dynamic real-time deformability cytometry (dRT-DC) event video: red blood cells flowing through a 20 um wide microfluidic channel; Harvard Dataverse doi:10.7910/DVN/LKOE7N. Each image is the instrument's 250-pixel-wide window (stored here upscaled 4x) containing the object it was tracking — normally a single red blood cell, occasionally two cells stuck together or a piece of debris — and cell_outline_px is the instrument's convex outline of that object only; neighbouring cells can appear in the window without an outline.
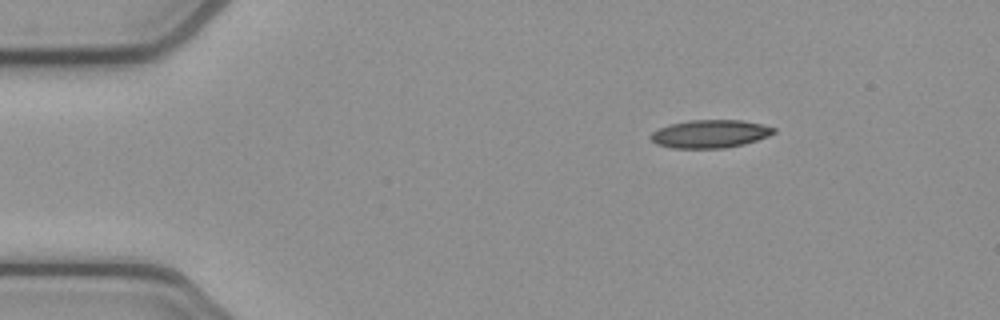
{"species": "common noctule bat (a hibernating species)", "species_latin": "Nyctalus noctula", "temperature_condition": "cold", "stored_images_in_passage": 46, "camera_frame_rate_fps": 3000, "um_per_image_px": 0.085, "animal": {"sex": "female", "body_mass_g": 21.9}, "frame": {"image": 1, "passage_image": 1, "time_ms": 0.0, "image_size_px": [1000, 320], "cell_outline_px": [[776, 132], [768, 136], [744, 144], [724, 148], [672, 148], [656, 144], [648, 136], [652, 132], [668, 124], [688, 120], [740, 120], [760, 124], [776, 128]], "centroid_in_image_um": [60.32, 11.38], "position_along_channel_um": 24.7, "area_um2": 20.11}}
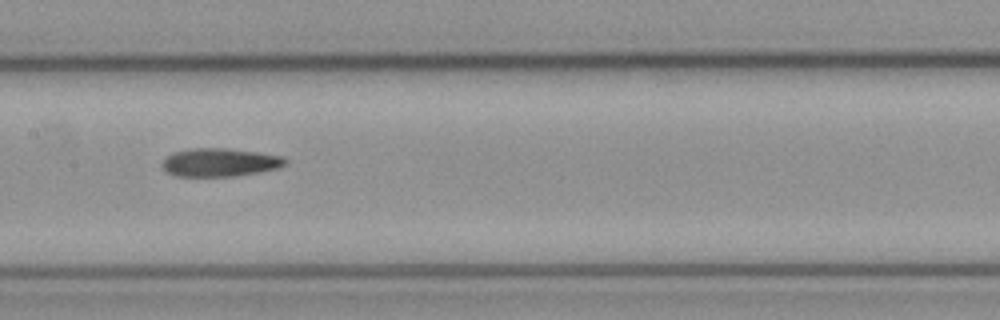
{"frame": {"image": 2, "passage_image": 19, "time_ms": 6.0, "image_size_px": [1000, 320], "cell_outline_px": [[288, 164], [280, 168], [236, 176], [176, 176], [168, 172], [160, 164], [168, 156], [176, 152], [192, 148], [228, 148], [284, 156], [288, 160]], "centroid_in_image_um": [18.75, 13.8], "position_along_channel_um": 188.6, "area_um2": 20.29}}
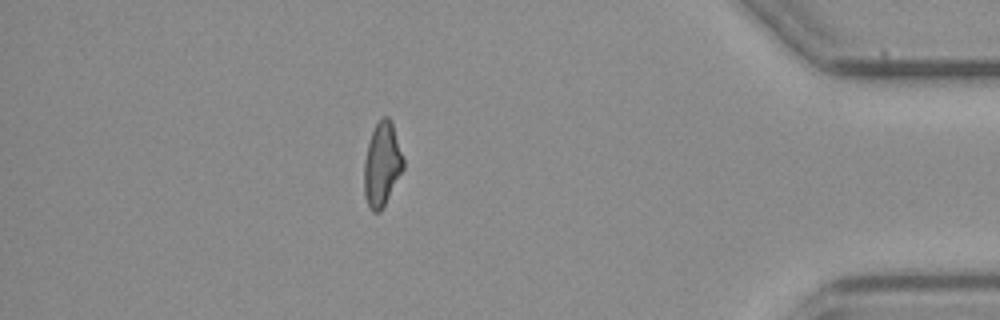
{"frame": {"image": 3, "passage_image": 39, "time_ms": 12.667, "image_size_px": [1000, 320], "cell_outline_px": [[404, 168], [380, 212], [372, 212], [364, 196], [364, 160], [368, 144], [372, 132], [376, 124], [384, 116], [388, 116], [392, 120], [404, 160]], "centroid_in_image_um": [32.47, 13.96], "position_along_channel_um": 402.7, "area_um2": 19.07}, "authors_computed_cell_mechanics": {"area_um2": 20.1144, "velocity_mm_per_s": 3.8818, "shape_relaxation_time_tau1_ms": null, "shape_relaxation_time_tau2_ms": 3.0076, "deformation_change_tau1": null, "deformation_change_tau2": 0.1252}}